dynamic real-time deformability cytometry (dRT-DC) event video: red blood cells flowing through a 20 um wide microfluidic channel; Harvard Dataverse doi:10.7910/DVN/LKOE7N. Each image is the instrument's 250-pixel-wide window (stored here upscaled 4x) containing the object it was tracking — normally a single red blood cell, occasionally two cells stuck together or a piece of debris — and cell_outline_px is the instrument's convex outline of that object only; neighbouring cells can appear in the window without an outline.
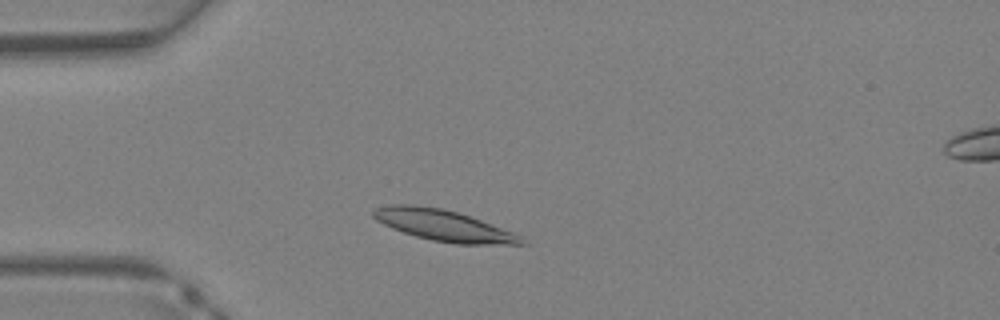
{"species": "Egyptian fruit bat (a non-hibernating species)", "species_latin": "Rousettus aegyptiacus", "temperature_condition": "warm", "stored_images_in_passage": 31, "camera_frame_rate_fps": 3000, "um_per_image_px": 0.085, "animal": {"sex": "female"}, "frame": {"image": 1, "passage_image": 4, "time_ms": 1.0, "image_size_px": [1000, 320], "cell_outline_px": [[528, 244], [456, 244], [432, 240], [416, 236], [392, 228], [376, 220], [372, 216], [372, 208], [388, 204], [416, 204], [444, 208], [480, 220], [512, 232], [520, 236]], "centroid_in_image_um": [37.63, 19.14], "position_along_channel_um": 47.4, "area_um2": 26.76}}
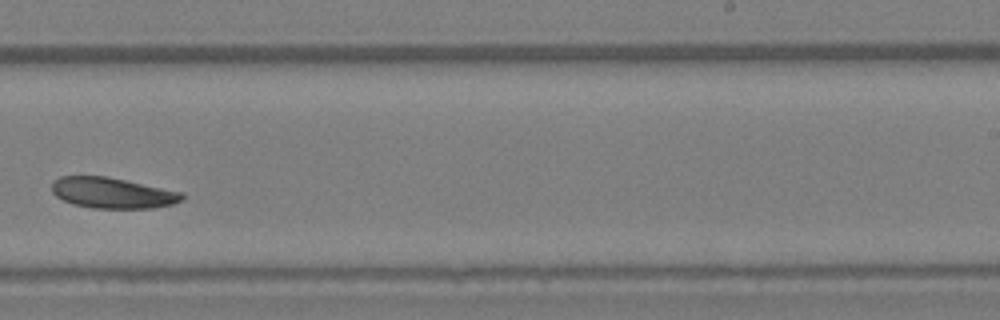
{"frame": {"image": 2, "passage_image": 18, "time_ms": 5.667, "image_size_px": [1000, 320], "cell_outline_px": [[184, 196], [180, 200], [172, 204], [152, 208], [92, 208], [72, 204], [56, 196], [52, 192], [52, 180], [60, 176], [108, 176], [184, 192]], "centroid_in_image_um": [9.54, 16.39], "position_along_channel_um": 279.5, "area_um2": 23.47}}
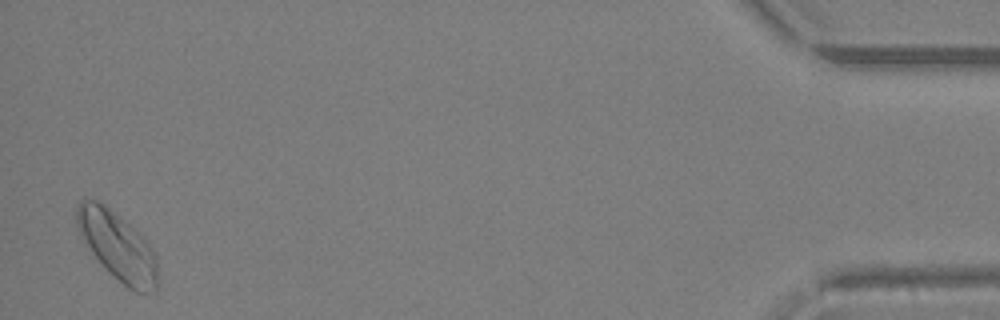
{"frame": {"image": 3, "passage_image": 31, "time_ms": 10.0, "image_size_px": [1000, 320], "cell_outline_px": [[156, 292], [144, 296], [128, 288], [92, 252], [84, 240], [76, 224], [76, 204], [84, 196], [96, 200], [104, 204], [128, 224], [152, 248], [156, 256]], "centroid_in_image_um": [9.98, 20.9], "position_along_channel_um": 425.2, "area_um2": 31.39}}